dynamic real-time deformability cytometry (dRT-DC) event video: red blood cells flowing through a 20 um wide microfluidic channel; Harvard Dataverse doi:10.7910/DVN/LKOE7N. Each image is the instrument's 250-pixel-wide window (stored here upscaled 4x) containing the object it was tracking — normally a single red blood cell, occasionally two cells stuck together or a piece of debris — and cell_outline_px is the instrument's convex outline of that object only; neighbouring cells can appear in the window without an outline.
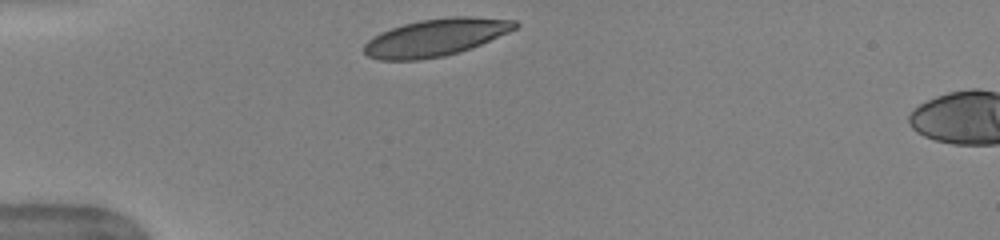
{"species": "human", "species_latin": "Homo sapiens", "temperature_condition": "warm", "stored_images_in_passage": 31, "camera_frame_rate_fps": 3000, "um_per_image_px": 0.085, "donor": {"sex": "female"}, "frame": {"image": 1, "passage_image": 1, "time_ms": 0.0, "image_size_px": [1000, 240], "cell_outline_px": [[520, 24], [516, 28], [508, 32], [472, 48], [460, 52], [444, 56], [420, 60], [380, 60], [368, 56], [364, 52], [364, 44], [372, 36], [380, 32], [404, 24], [420, 20], [452, 16], [472, 16], [516, 20]], "centroid_in_image_um": [37.04, 3.18], "position_along_channel_um": 48.0, "area_um2": 32.95}}
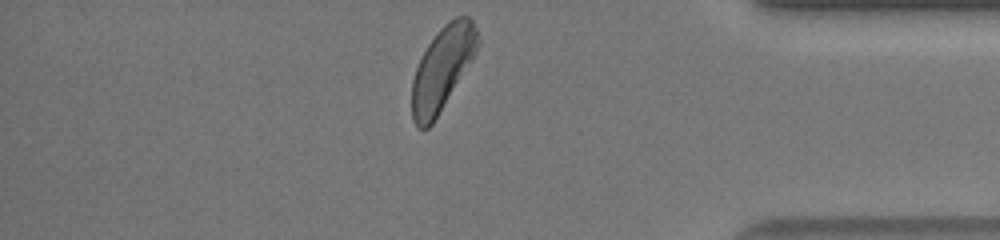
{"frame": {"image": 2, "passage_image": 31, "time_ms": 10.0, "image_size_px": [1000, 240], "cell_outline_px": [[480, 44], [472, 60], [432, 124], [428, 128], [420, 128], [412, 120], [412, 80], [416, 68], [428, 44], [436, 32], [444, 24], [456, 16], [468, 16], [472, 20], [476, 28], [480, 40]], "centroid_in_image_um": [37.61, 5.79], "position_along_channel_um": 397.6, "area_um2": 31.67}, "authors_computed_cell_mechanics": {"area_um2": 33.524, "velocity_mm_per_s": 3.9456, "shape_relaxation_time_tau1_ms": 2.6831, "shape_relaxation_time_tau2_ms": 1.1048, "deformation_change_tau1": 0.1391, "deformation_change_tau2": 0.065}}